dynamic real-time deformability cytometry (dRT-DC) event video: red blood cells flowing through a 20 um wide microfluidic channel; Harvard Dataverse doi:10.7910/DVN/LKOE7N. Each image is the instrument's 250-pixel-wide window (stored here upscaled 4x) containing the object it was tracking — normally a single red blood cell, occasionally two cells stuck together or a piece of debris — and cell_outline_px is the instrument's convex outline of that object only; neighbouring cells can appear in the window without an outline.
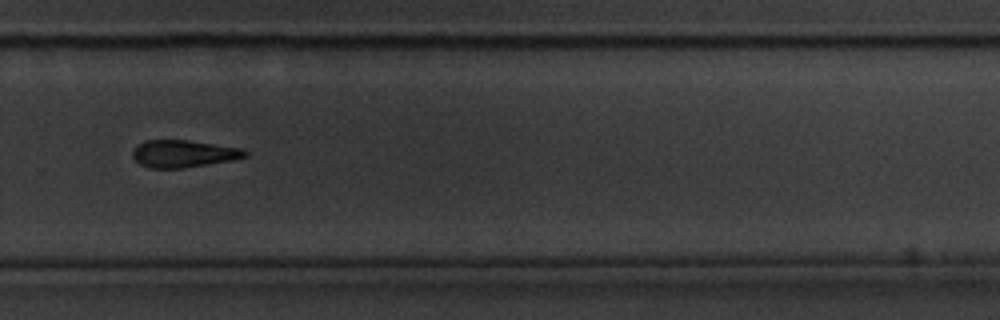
{"species": "common noctule bat (a hibernating species)", "species_latin": "Nyctalus noctula", "temperature_condition": "cold", "stored_images_in_passage": 42, "camera_frame_rate_fps": 3000, "um_per_image_px": 0.085, "animal": {"sex": "male", "body_mass_g": 20.1, "forearm_length_mm": 53.5}, "frame": {"image": 1, "passage_image": 24, "time_ms": 7.667, "image_size_px": [1000, 320], "cell_outline_px": [[248, 156], [232, 160], [184, 168], [148, 168], [140, 164], [132, 156], [132, 148], [144, 140], [188, 140], [244, 148], [248, 152]], "centroid_in_image_um": [15.59, 13.06], "position_along_channel_um": 314.2, "area_um2": 18.09}}
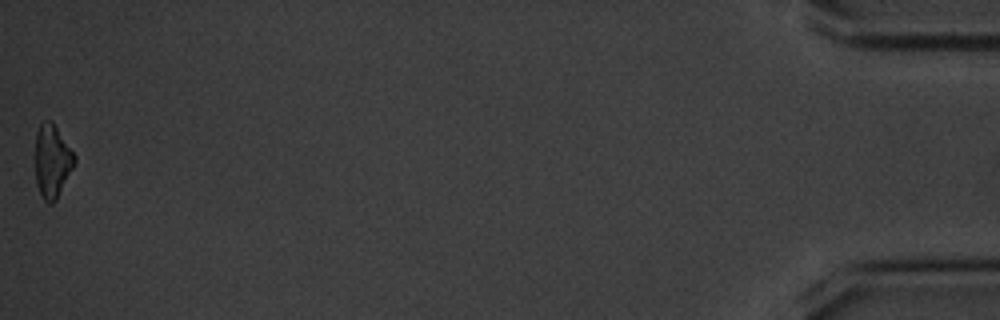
{"frame": {"image": 2, "passage_image": 42, "time_ms": 13.667, "image_size_px": [1000, 320], "cell_outline_px": [[76, 160], [56, 200], [52, 204], [48, 204], [44, 200], [36, 184], [36, 132], [40, 124], [44, 120], [52, 120], [76, 156]], "centroid_in_image_um": [4.43, 13.67], "position_along_channel_um": 430.8, "area_um2": 16.59}, "authors_computed_cell_mechanics": {"area_um2": 18.5538, "velocity_mm_per_s": 3.5448, "shape_relaxation_time_tau1_ms": 2.3063, "shape_relaxation_time_tau2_ms": null, "deformation_change_tau1": 0.1504, "deformation_change_tau2": null}}